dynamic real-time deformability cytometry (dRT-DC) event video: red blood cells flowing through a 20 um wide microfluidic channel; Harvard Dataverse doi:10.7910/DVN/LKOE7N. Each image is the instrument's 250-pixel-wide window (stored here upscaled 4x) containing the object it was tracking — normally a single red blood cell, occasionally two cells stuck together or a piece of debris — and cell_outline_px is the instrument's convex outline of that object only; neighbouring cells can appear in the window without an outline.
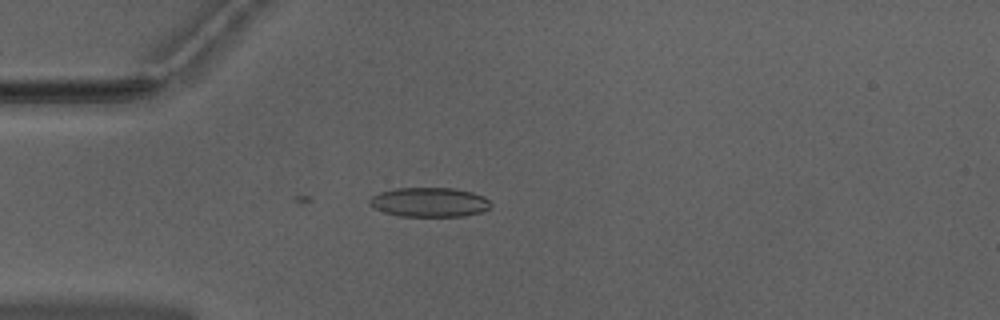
{"species": "Egyptian fruit bat (a non-hibernating species)", "species_latin": "Rousettus aegyptiacus", "temperature_condition": "warm", "stored_images_in_passage": 9, "camera_frame_rate_fps": 3000, "um_per_image_px": 0.085, "animal": {"sex": "male"}, "frame": {"image": 1, "passage_image": 3, "time_ms": 0.667, "image_size_px": [1000, 320], "cell_outline_px": [[492, 208], [484, 212], [464, 216], [400, 216], [384, 212], [368, 204], [368, 200], [372, 196], [380, 192], [396, 188], [456, 188], [472, 192], [484, 196], [492, 204]], "centroid_in_image_um": [36.55, 17.19], "position_along_channel_um": 48.5, "area_um2": 20.98}}
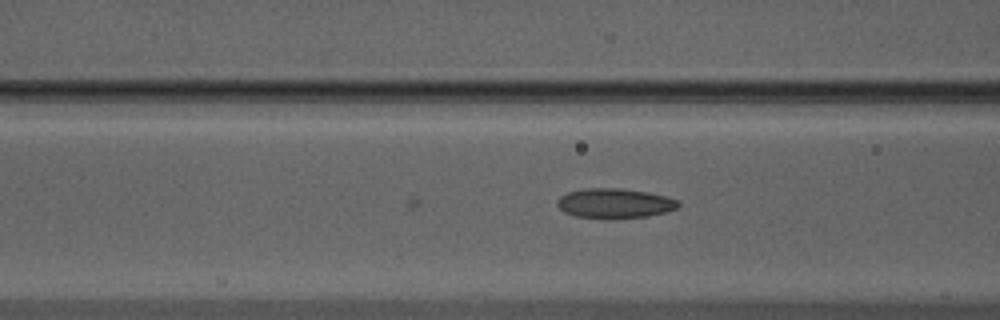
{"frame": {"image": 2, "passage_image": 9, "time_ms": 2.667, "image_size_px": [1000, 320], "cell_outline_px": [[680, 204], [676, 208], [664, 212], [648, 216], [576, 216], [564, 212], [556, 204], [556, 200], [560, 196], [568, 192], [584, 188], [620, 188], [648, 192], [680, 200]], "centroid_in_image_um": [52.24, 17.23], "position_along_channel_um": 114.4, "area_um2": 20.29}}